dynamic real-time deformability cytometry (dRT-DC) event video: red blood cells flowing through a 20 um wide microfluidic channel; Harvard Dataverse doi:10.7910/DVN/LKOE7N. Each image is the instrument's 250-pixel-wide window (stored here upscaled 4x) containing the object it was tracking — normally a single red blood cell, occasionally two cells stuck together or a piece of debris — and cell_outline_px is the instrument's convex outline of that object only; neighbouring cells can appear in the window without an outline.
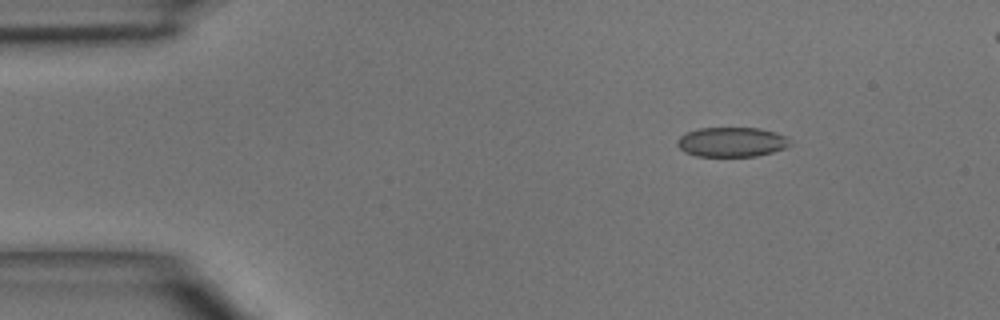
{"species": "common noctule bat (a hibernating species)", "species_latin": "Nyctalus noctula", "temperature_condition": "room temperature", "stored_images_in_passage": 4, "segment_of_instrument_passage": [1, 2], "camera_frame_rate_fps": 3000, "um_per_image_px": 0.085, "animal": {"sex": "male", "body_mass_g": 15.6}, "frame": {"image": 1, "passage_image": 2, "time_ms": 1.0, "image_size_px": [1000, 320], "cell_outline_px": [[792, 144], [784, 148], [772, 152], [756, 156], [696, 156], [684, 152], [676, 144], [676, 140], [680, 136], [688, 132], [700, 128], [760, 128], [776, 132], [788, 136], [792, 140]], "centroid_in_image_um": [62.23, 12.07], "position_along_channel_um": 22.8, "area_um2": 19.65}}